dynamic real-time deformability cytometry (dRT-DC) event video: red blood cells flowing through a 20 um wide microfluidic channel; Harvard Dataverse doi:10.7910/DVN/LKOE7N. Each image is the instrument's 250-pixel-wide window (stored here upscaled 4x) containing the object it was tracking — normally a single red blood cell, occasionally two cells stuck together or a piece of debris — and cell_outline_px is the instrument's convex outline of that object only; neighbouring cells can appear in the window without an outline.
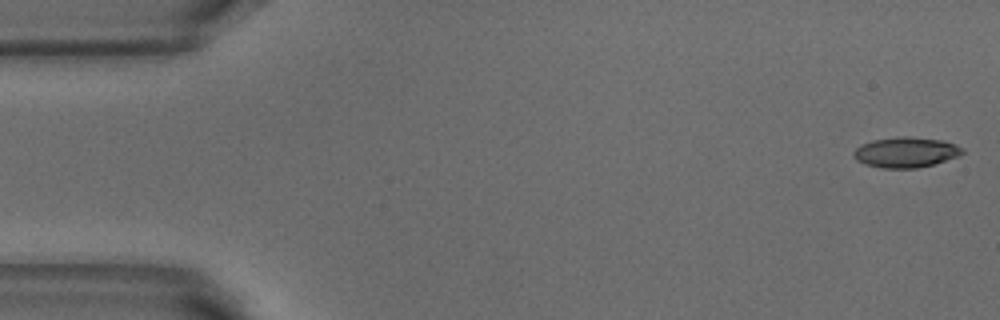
{"species": "common noctule bat (a hibernating species)", "species_latin": "Nyctalus noctula", "temperature_condition": "warm", "stored_images_in_passage": 52, "camera_frame_rate_fps": 3000, "um_per_image_px": 0.085, "animal": {"sex": "male", "body_mass_g": 18.8}, "frame": {"image": 1, "passage_image": 1, "time_ms": 0.0, "image_size_px": [1000, 320], "cell_outline_px": [[964, 152], [960, 156], [932, 164], [916, 168], [880, 168], [864, 164], [856, 160], [852, 156], [852, 152], [860, 144], [872, 140], [896, 136], [908, 136], [944, 140], [956, 144], [964, 148]], "centroid_in_image_um": [76.98, 12.93], "position_along_channel_um": 8.0, "area_um2": 19.59}}
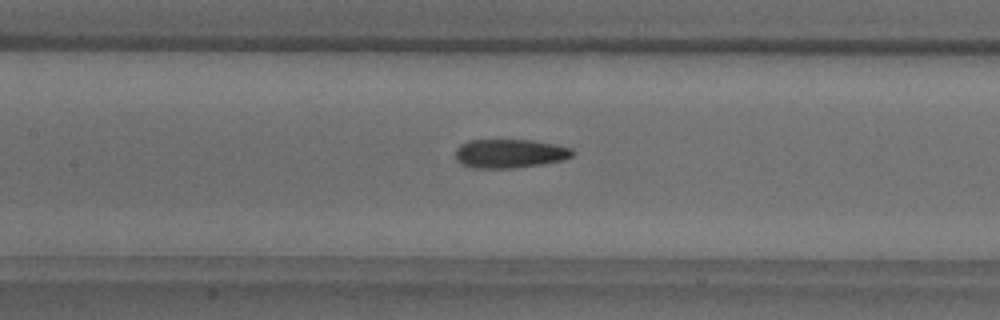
{"frame": {"image": 2, "passage_image": 23, "time_ms": 7.333, "image_size_px": [1000, 320], "cell_outline_px": [[572, 156], [564, 160], [516, 168], [472, 168], [460, 164], [456, 160], [456, 148], [460, 144], [468, 140], [532, 140], [556, 144], [572, 148]], "centroid_in_image_um": [43.3, 13.05], "position_along_channel_um": 164.1, "area_um2": 19.83}}
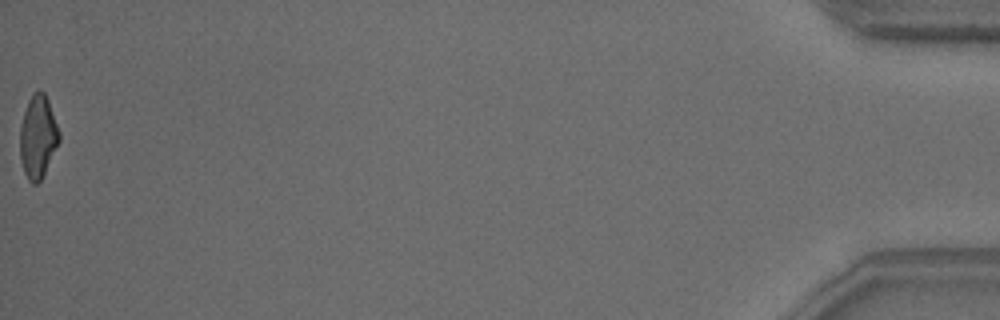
{"frame": {"image": 3, "passage_image": 52, "time_ms": 17.0, "image_size_px": [1000, 320], "cell_outline_px": [[60, 140], [40, 180], [36, 184], [32, 184], [28, 180], [24, 172], [20, 156], [20, 124], [28, 100], [32, 92], [40, 88], [44, 92], [48, 100], [60, 132]], "centroid_in_image_um": [3.21, 11.57], "position_along_channel_um": 432.0, "area_um2": 18.9}, "authors_computed_cell_mechanics": {"area_um2": 19.5364, "velocity_mm_per_s": 3.8418, "shape_relaxation_time_tau1_ms": 7.2897, "shape_relaxation_time_tau2_ms": 2.3081, "deformation_change_tau1": 0.1799, "deformation_change_tau2": 0.1096}}